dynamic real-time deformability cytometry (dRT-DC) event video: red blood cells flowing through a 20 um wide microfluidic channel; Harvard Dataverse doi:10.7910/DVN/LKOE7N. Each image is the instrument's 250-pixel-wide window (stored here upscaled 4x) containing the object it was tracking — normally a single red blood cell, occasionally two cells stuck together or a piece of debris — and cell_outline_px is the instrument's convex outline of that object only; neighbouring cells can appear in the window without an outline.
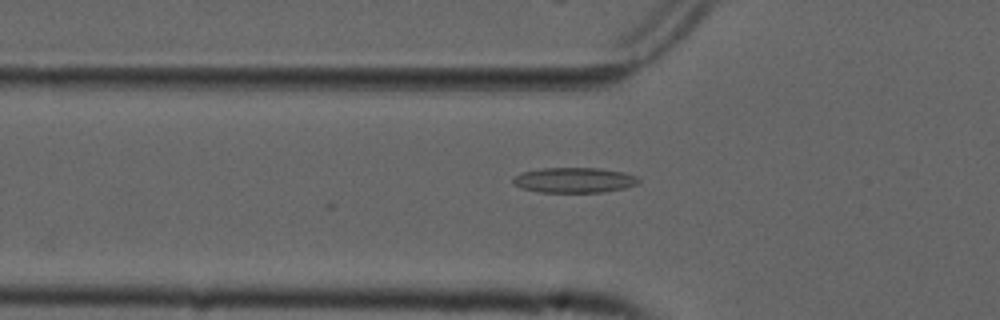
{"species": "common noctule bat (a hibernating species)", "species_latin": "Nyctalus noctula", "temperature_condition": "cold", "stored_images_in_passage": 7, "camera_frame_rate_fps": 3000, "um_per_image_px": 0.085, "animal": {"sex": "male", "forearm_length_mm": 52.5}, "frame": {"image": 1, "passage_image": 5, "time_ms": 1.333, "image_size_px": [1000, 320], "cell_outline_px": [[640, 180], [636, 184], [624, 188], [604, 192], [540, 192], [524, 188], [512, 184], [512, 180], [516, 176], [524, 172], [544, 168], [600, 168], [624, 172], [636, 176]], "centroid_in_image_um": [48.84, 15.31], "position_along_channel_um": 77.0, "area_um2": 18.26}}